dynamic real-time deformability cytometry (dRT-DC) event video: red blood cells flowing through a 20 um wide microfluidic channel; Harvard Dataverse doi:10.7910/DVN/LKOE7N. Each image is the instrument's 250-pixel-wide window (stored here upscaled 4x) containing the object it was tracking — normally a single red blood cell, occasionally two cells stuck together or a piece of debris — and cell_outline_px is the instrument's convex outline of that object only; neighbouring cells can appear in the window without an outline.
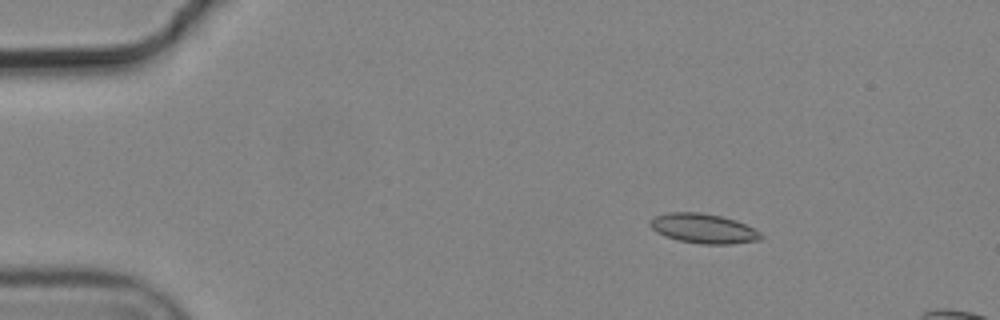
{"species": "common noctule bat (a hibernating species)", "species_latin": "Nyctalus noctula", "temperature_condition": "cold", "stored_images_in_passage": 5, "camera_frame_rate_fps": 3000, "um_per_image_px": 0.085, "animal": {"sex": "male", "body_mass_g": 19.2, "forearm_length_mm": 51.8}, "frame": {"image": 1, "passage_image": 3, "time_ms": 0.667, "image_size_px": [1000, 320], "cell_outline_px": [[764, 236], [760, 240], [732, 244], [700, 244], [680, 240], [664, 236], [656, 232], [648, 224], [648, 220], [652, 216], [668, 212], [700, 212], [720, 216], [736, 220], [756, 228]], "centroid_in_image_um": [59.78, 19.41], "position_along_channel_um": 25.2, "area_um2": 19.48}}